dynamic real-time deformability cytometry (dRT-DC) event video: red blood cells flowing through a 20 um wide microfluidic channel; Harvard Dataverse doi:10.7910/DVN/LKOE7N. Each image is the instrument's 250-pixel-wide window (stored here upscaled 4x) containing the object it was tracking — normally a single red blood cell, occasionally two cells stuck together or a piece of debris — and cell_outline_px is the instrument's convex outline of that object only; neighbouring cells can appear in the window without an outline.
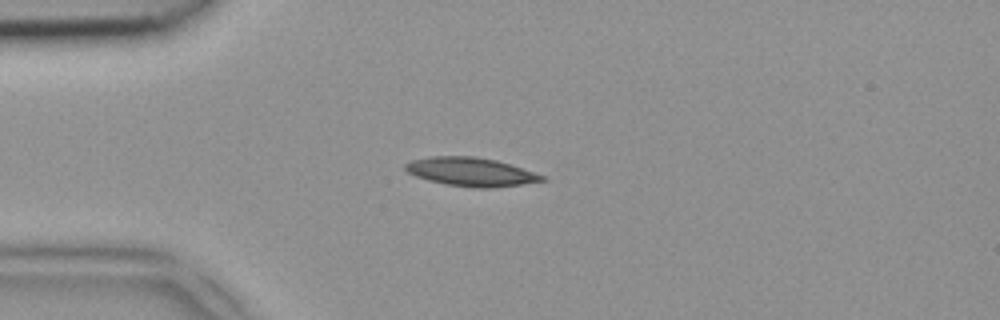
{"species": "common noctule bat (a hibernating species)", "species_latin": "Nyctalus noctula", "temperature_condition": "room temperature", "stored_images_in_passage": 36, "camera_frame_rate_fps": 3000, "um_per_image_px": 0.085, "animal": {"sex": "female", "body_mass_g": 18.4}, "frame": {"image": 1, "passage_image": 1, "time_ms": 0.0, "image_size_px": [1000, 320], "cell_outline_px": [[548, 180], [496, 188], [476, 188], [444, 184], [428, 180], [416, 176], [408, 172], [404, 168], [404, 164], [412, 160], [432, 156], [472, 156], [496, 160], [544, 176]], "centroid_in_image_um": [40.0, 14.62], "position_along_channel_um": 45.0, "area_um2": 22.66}}
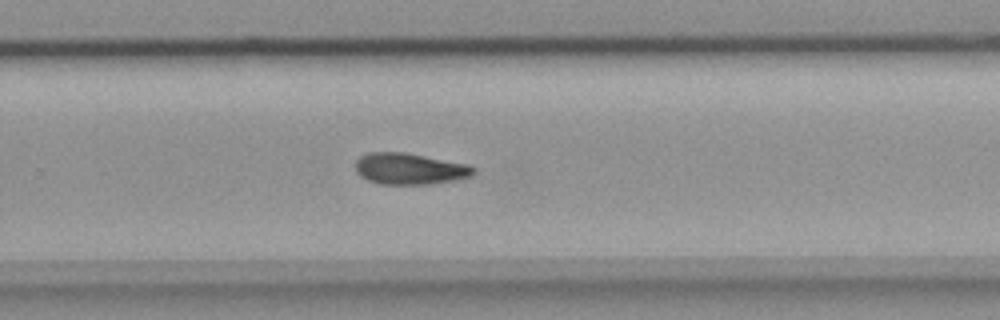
{"frame": {"image": 2, "passage_image": 20, "time_ms": 6.333, "image_size_px": [1000, 320], "cell_outline_px": [[476, 172], [472, 176], [456, 180], [432, 184], [380, 184], [368, 180], [360, 176], [356, 172], [356, 160], [360, 156], [368, 152], [404, 152], [468, 164], [476, 168]], "centroid_in_image_um": [34.84, 14.35], "position_along_channel_um": 295.0, "area_um2": 21.73}}
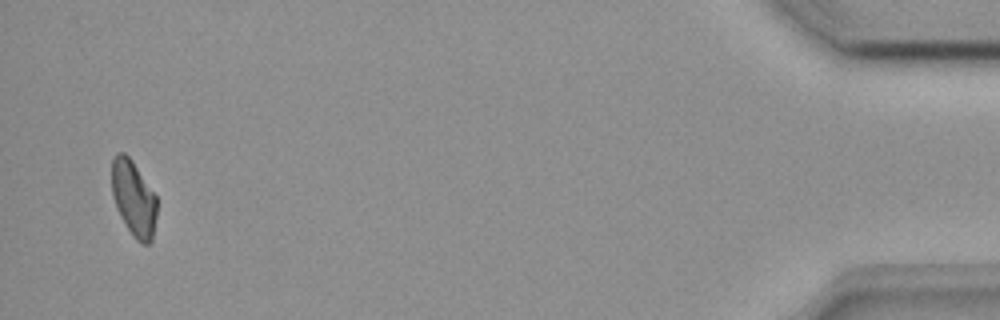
{"frame": {"image": 3, "passage_image": 35, "time_ms": 11.333, "image_size_px": [1000, 320], "cell_outline_px": [[156, 216], [152, 240], [148, 244], [144, 244], [136, 240], [120, 216], [116, 208], [112, 196], [112, 160], [116, 152], [124, 152], [132, 160], [156, 196]], "centroid_in_image_um": [11.34, 16.85], "position_along_channel_um": 423.9, "area_um2": 19.77}}